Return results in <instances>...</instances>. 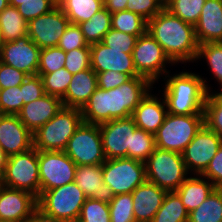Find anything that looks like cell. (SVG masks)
Segmentation results:
<instances>
[{
  "mask_svg": "<svg viewBox=\"0 0 222 222\" xmlns=\"http://www.w3.org/2000/svg\"><path fill=\"white\" fill-rule=\"evenodd\" d=\"M153 84L144 77H131L110 90L99 87L81 109L83 122L100 125L113 119L130 117Z\"/></svg>",
  "mask_w": 222,
  "mask_h": 222,
  "instance_id": "6da1fadb",
  "label": "cell"
},
{
  "mask_svg": "<svg viewBox=\"0 0 222 222\" xmlns=\"http://www.w3.org/2000/svg\"><path fill=\"white\" fill-rule=\"evenodd\" d=\"M147 31L160 44L173 65L195 61L199 44L194 25L163 8L148 21Z\"/></svg>",
  "mask_w": 222,
  "mask_h": 222,
  "instance_id": "7a4b0ae2",
  "label": "cell"
},
{
  "mask_svg": "<svg viewBox=\"0 0 222 222\" xmlns=\"http://www.w3.org/2000/svg\"><path fill=\"white\" fill-rule=\"evenodd\" d=\"M165 77L163 79L166 83L162 94L168 113L174 115L203 114L207 95L212 91L204 78L185 71L173 76L167 73Z\"/></svg>",
  "mask_w": 222,
  "mask_h": 222,
  "instance_id": "3957f363",
  "label": "cell"
},
{
  "mask_svg": "<svg viewBox=\"0 0 222 222\" xmlns=\"http://www.w3.org/2000/svg\"><path fill=\"white\" fill-rule=\"evenodd\" d=\"M83 122L81 110L62 107L45 125L33 133L37 151H64L68 140Z\"/></svg>",
  "mask_w": 222,
  "mask_h": 222,
  "instance_id": "277c9868",
  "label": "cell"
},
{
  "mask_svg": "<svg viewBox=\"0 0 222 222\" xmlns=\"http://www.w3.org/2000/svg\"><path fill=\"white\" fill-rule=\"evenodd\" d=\"M146 181L168 192L176 191L190 174L182 154L155 148L145 161Z\"/></svg>",
  "mask_w": 222,
  "mask_h": 222,
  "instance_id": "5b68a950",
  "label": "cell"
},
{
  "mask_svg": "<svg viewBox=\"0 0 222 222\" xmlns=\"http://www.w3.org/2000/svg\"><path fill=\"white\" fill-rule=\"evenodd\" d=\"M204 125V114L174 115L168 113L155 135L156 147L182 154Z\"/></svg>",
  "mask_w": 222,
  "mask_h": 222,
  "instance_id": "8992f818",
  "label": "cell"
},
{
  "mask_svg": "<svg viewBox=\"0 0 222 222\" xmlns=\"http://www.w3.org/2000/svg\"><path fill=\"white\" fill-rule=\"evenodd\" d=\"M87 199L75 182L44 191L37 198L38 209L44 214L74 222L78 220L81 208Z\"/></svg>",
  "mask_w": 222,
  "mask_h": 222,
  "instance_id": "52a82bcc",
  "label": "cell"
},
{
  "mask_svg": "<svg viewBox=\"0 0 222 222\" xmlns=\"http://www.w3.org/2000/svg\"><path fill=\"white\" fill-rule=\"evenodd\" d=\"M1 185L40 196L38 151L33 147L24 153L11 155L0 178Z\"/></svg>",
  "mask_w": 222,
  "mask_h": 222,
  "instance_id": "ba28073f",
  "label": "cell"
},
{
  "mask_svg": "<svg viewBox=\"0 0 222 222\" xmlns=\"http://www.w3.org/2000/svg\"><path fill=\"white\" fill-rule=\"evenodd\" d=\"M64 152L77 166L103 164L106 156L99 125L82 122L68 140Z\"/></svg>",
  "mask_w": 222,
  "mask_h": 222,
  "instance_id": "9c48e42d",
  "label": "cell"
},
{
  "mask_svg": "<svg viewBox=\"0 0 222 222\" xmlns=\"http://www.w3.org/2000/svg\"><path fill=\"white\" fill-rule=\"evenodd\" d=\"M103 181L114 195L131 193L146 181L145 162L127 157L106 159L103 163Z\"/></svg>",
  "mask_w": 222,
  "mask_h": 222,
  "instance_id": "30bf717a",
  "label": "cell"
},
{
  "mask_svg": "<svg viewBox=\"0 0 222 222\" xmlns=\"http://www.w3.org/2000/svg\"><path fill=\"white\" fill-rule=\"evenodd\" d=\"M132 57L138 75L146 78L152 84L161 75L169 73L166 64L172 65L173 63L148 31L137 38Z\"/></svg>",
  "mask_w": 222,
  "mask_h": 222,
  "instance_id": "8fae6325",
  "label": "cell"
},
{
  "mask_svg": "<svg viewBox=\"0 0 222 222\" xmlns=\"http://www.w3.org/2000/svg\"><path fill=\"white\" fill-rule=\"evenodd\" d=\"M40 194L75 181L77 165L64 151H38Z\"/></svg>",
  "mask_w": 222,
  "mask_h": 222,
  "instance_id": "7c38bea8",
  "label": "cell"
},
{
  "mask_svg": "<svg viewBox=\"0 0 222 222\" xmlns=\"http://www.w3.org/2000/svg\"><path fill=\"white\" fill-rule=\"evenodd\" d=\"M222 145V138L203 125L182 153L189 173L201 175Z\"/></svg>",
  "mask_w": 222,
  "mask_h": 222,
  "instance_id": "4fadbf2b",
  "label": "cell"
},
{
  "mask_svg": "<svg viewBox=\"0 0 222 222\" xmlns=\"http://www.w3.org/2000/svg\"><path fill=\"white\" fill-rule=\"evenodd\" d=\"M70 21L57 5L50 12L28 22V36L40 48L57 47Z\"/></svg>",
  "mask_w": 222,
  "mask_h": 222,
  "instance_id": "5bb4252c",
  "label": "cell"
},
{
  "mask_svg": "<svg viewBox=\"0 0 222 222\" xmlns=\"http://www.w3.org/2000/svg\"><path fill=\"white\" fill-rule=\"evenodd\" d=\"M99 127L106 159L127 157V149H131L132 135L137 128L133 118L113 119Z\"/></svg>",
  "mask_w": 222,
  "mask_h": 222,
  "instance_id": "9a60e30c",
  "label": "cell"
},
{
  "mask_svg": "<svg viewBox=\"0 0 222 222\" xmlns=\"http://www.w3.org/2000/svg\"><path fill=\"white\" fill-rule=\"evenodd\" d=\"M40 50L26 35L1 45V62L26 73L28 76L37 75Z\"/></svg>",
  "mask_w": 222,
  "mask_h": 222,
  "instance_id": "2e32d148",
  "label": "cell"
},
{
  "mask_svg": "<svg viewBox=\"0 0 222 222\" xmlns=\"http://www.w3.org/2000/svg\"><path fill=\"white\" fill-rule=\"evenodd\" d=\"M90 60L91 68L96 73L112 70L128 74L130 77L139 76L133 63L132 53L112 49L101 42L90 45Z\"/></svg>",
  "mask_w": 222,
  "mask_h": 222,
  "instance_id": "e0dca14e",
  "label": "cell"
},
{
  "mask_svg": "<svg viewBox=\"0 0 222 222\" xmlns=\"http://www.w3.org/2000/svg\"><path fill=\"white\" fill-rule=\"evenodd\" d=\"M38 208L30 192L0 186V220L28 221Z\"/></svg>",
  "mask_w": 222,
  "mask_h": 222,
  "instance_id": "ac0fdd59",
  "label": "cell"
},
{
  "mask_svg": "<svg viewBox=\"0 0 222 222\" xmlns=\"http://www.w3.org/2000/svg\"><path fill=\"white\" fill-rule=\"evenodd\" d=\"M0 147L8 157L33 148V134L17 115L0 114Z\"/></svg>",
  "mask_w": 222,
  "mask_h": 222,
  "instance_id": "d6986e66",
  "label": "cell"
},
{
  "mask_svg": "<svg viewBox=\"0 0 222 222\" xmlns=\"http://www.w3.org/2000/svg\"><path fill=\"white\" fill-rule=\"evenodd\" d=\"M62 107L60 97L44 94L41 98L23 105L17 116L33 134L53 118Z\"/></svg>",
  "mask_w": 222,
  "mask_h": 222,
  "instance_id": "ffe728a7",
  "label": "cell"
},
{
  "mask_svg": "<svg viewBox=\"0 0 222 222\" xmlns=\"http://www.w3.org/2000/svg\"><path fill=\"white\" fill-rule=\"evenodd\" d=\"M167 192L148 181L136 187L131 192L136 222H151L161 207Z\"/></svg>",
  "mask_w": 222,
  "mask_h": 222,
  "instance_id": "44dd1931",
  "label": "cell"
},
{
  "mask_svg": "<svg viewBox=\"0 0 222 222\" xmlns=\"http://www.w3.org/2000/svg\"><path fill=\"white\" fill-rule=\"evenodd\" d=\"M74 182L87 198L109 203L115 196L103 181V164L77 166Z\"/></svg>",
  "mask_w": 222,
  "mask_h": 222,
  "instance_id": "7402d4cb",
  "label": "cell"
},
{
  "mask_svg": "<svg viewBox=\"0 0 222 222\" xmlns=\"http://www.w3.org/2000/svg\"><path fill=\"white\" fill-rule=\"evenodd\" d=\"M194 29L199 45L222 42V0H206Z\"/></svg>",
  "mask_w": 222,
  "mask_h": 222,
  "instance_id": "603a6c76",
  "label": "cell"
},
{
  "mask_svg": "<svg viewBox=\"0 0 222 222\" xmlns=\"http://www.w3.org/2000/svg\"><path fill=\"white\" fill-rule=\"evenodd\" d=\"M149 91L132 112L137 128L155 134L168 114L164 98H157ZM162 100V102H161Z\"/></svg>",
  "mask_w": 222,
  "mask_h": 222,
  "instance_id": "cb8c5ba5",
  "label": "cell"
},
{
  "mask_svg": "<svg viewBox=\"0 0 222 222\" xmlns=\"http://www.w3.org/2000/svg\"><path fill=\"white\" fill-rule=\"evenodd\" d=\"M97 87V74L92 68L73 74L69 87L61 98L63 107L81 110Z\"/></svg>",
  "mask_w": 222,
  "mask_h": 222,
  "instance_id": "d4e9b609",
  "label": "cell"
},
{
  "mask_svg": "<svg viewBox=\"0 0 222 222\" xmlns=\"http://www.w3.org/2000/svg\"><path fill=\"white\" fill-rule=\"evenodd\" d=\"M216 187L201 175L189 176L175 191L190 213L195 210Z\"/></svg>",
  "mask_w": 222,
  "mask_h": 222,
  "instance_id": "484cf974",
  "label": "cell"
},
{
  "mask_svg": "<svg viewBox=\"0 0 222 222\" xmlns=\"http://www.w3.org/2000/svg\"><path fill=\"white\" fill-rule=\"evenodd\" d=\"M28 22L16 7L8 5L0 12V35L4 42L14 41L28 35Z\"/></svg>",
  "mask_w": 222,
  "mask_h": 222,
  "instance_id": "4316f807",
  "label": "cell"
},
{
  "mask_svg": "<svg viewBox=\"0 0 222 222\" xmlns=\"http://www.w3.org/2000/svg\"><path fill=\"white\" fill-rule=\"evenodd\" d=\"M57 5L73 24L90 20L104 7L103 0H57Z\"/></svg>",
  "mask_w": 222,
  "mask_h": 222,
  "instance_id": "83f0119b",
  "label": "cell"
},
{
  "mask_svg": "<svg viewBox=\"0 0 222 222\" xmlns=\"http://www.w3.org/2000/svg\"><path fill=\"white\" fill-rule=\"evenodd\" d=\"M188 222H222V188H215L188 216Z\"/></svg>",
  "mask_w": 222,
  "mask_h": 222,
  "instance_id": "f1b7e54d",
  "label": "cell"
},
{
  "mask_svg": "<svg viewBox=\"0 0 222 222\" xmlns=\"http://www.w3.org/2000/svg\"><path fill=\"white\" fill-rule=\"evenodd\" d=\"M189 212L175 191L167 192L151 222H188Z\"/></svg>",
  "mask_w": 222,
  "mask_h": 222,
  "instance_id": "f546056e",
  "label": "cell"
},
{
  "mask_svg": "<svg viewBox=\"0 0 222 222\" xmlns=\"http://www.w3.org/2000/svg\"><path fill=\"white\" fill-rule=\"evenodd\" d=\"M78 25L89 45L102 42L105 34L111 29V13L103 7L90 20Z\"/></svg>",
  "mask_w": 222,
  "mask_h": 222,
  "instance_id": "4dcf8cb0",
  "label": "cell"
},
{
  "mask_svg": "<svg viewBox=\"0 0 222 222\" xmlns=\"http://www.w3.org/2000/svg\"><path fill=\"white\" fill-rule=\"evenodd\" d=\"M148 21L131 11H119L111 14V28L137 37L147 32Z\"/></svg>",
  "mask_w": 222,
  "mask_h": 222,
  "instance_id": "1f68e13d",
  "label": "cell"
},
{
  "mask_svg": "<svg viewBox=\"0 0 222 222\" xmlns=\"http://www.w3.org/2000/svg\"><path fill=\"white\" fill-rule=\"evenodd\" d=\"M206 0H167L164 8L184 22L195 25Z\"/></svg>",
  "mask_w": 222,
  "mask_h": 222,
  "instance_id": "d6a6232c",
  "label": "cell"
},
{
  "mask_svg": "<svg viewBox=\"0 0 222 222\" xmlns=\"http://www.w3.org/2000/svg\"><path fill=\"white\" fill-rule=\"evenodd\" d=\"M214 92L208 93L204 104V125L222 138V91Z\"/></svg>",
  "mask_w": 222,
  "mask_h": 222,
  "instance_id": "836d02e7",
  "label": "cell"
},
{
  "mask_svg": "<svg viewBox=\"0 0 222 222\" xmlns=\"http://www.w3.org/2000/svg\"><path fill=\"white\" fill-rule=\"evenodd\" d=\"M155 148V135L136 128L132 135L131 149H127V158L145 162Z\"/></svg>",
  "mask_w": 222,
  "mask_h": 222,
  "instance_id": "e575fe53",
  "label": "cell"
},
{
  "mask_svg": "<svg viewBox=\"0 0 222 222\" xmlns=\"http://www.w3.org/2000/svg\"><path fill=\"white\" fill-rule=\"evenodd\" d=\"M202 58L206 59L210 71L222 88V42L199 45L195 61Z\"/></svg>",
  "mask_w": 222,
  "mask_h": 222,
  "instance_id": "d590c367",
  "label": "cell"
},
{
  "mask_svg": "<svg viewBox=\"0 0 222 222\" xmlns=\"http://www.w3.org/2000/svg\"><path fill=\"white\" fill-rule=\"evenodd\" d=\"M41 76L45 94L62 98L71 82L72 74L62 67L53 73L37 74Z\"/></svg>",
  "mask_w": 222,
  "mask_h": 222,
  "instance_id": "8d00e7d4",
  "label": "cell"
},
{
  "mask_svg": "<svg viewBox=\"0 0 222 222\" xmlns=\"http://www.w3.org/2000/svg\"><path fill=\"white\" fill-rule=\"evenodd\" d=\"M108 205L110 222H136L131 193L115 195Z\"/></svg>",
  "mask_w": 222,
  "mask_h": 222,
  "instance_id": "74e56055",
  "label": "cell"
},
{
  "mask_svg": "<svg viewBox=\"0 0 222 222\" xmlns=\"http://www.w3.org/2000/svg\"><path fill=\"white\" fill-rule=\"evenodd\" d=\"M9 5L16 7L23 18L29 22L38 16L50 12L57 6V0L9 1Z\"/></svg>",
  "mask_w": 222,
  "mask_h": 222,
  "instance_id": "f35d334b",
  "label": "cell"
},
{
  "mask_svg": "<svg viewBox=\"0 0 222 222\" xmlns=\"http://www.w3.org/2000/svg\"><path fill=\"white\" fill-rule=\"evenodd\" d=\"M78 220L80 222H110L108 203L87 198L81 208Z\"/></svg>",
  "mask_w": 222,
  "mask_h": 222,
  "instance_id": "ab89813d",
  "label": "cell"
},
{
  "mask_svg": "<svg viewBox=\"0 0 222 222\" xmlns=\"http://www.w3.org/2000/svg\"><path fill=\"white\" fill-rule=\"evenodd\" d=\"M66 52L58 47L40 50L39 67L37 74L53 73L64 67Z\"/></svg>",
  "mask_w": 222,
  "mask_h": 222,
  "instance_id": "60d3db41",
  "label": "cell"
},
{
  "mask_svg": "<svg viewBox=\"0 0 222 222\" xmlns=\"http://www.w3.org/2000/svg\"><path fill=\"white\" fill-rule=\"evenodd\" d=\"M137 38L135 35L111 28L105 34L101 43L112 49L123 50L124 53H133Z\"/></svg>",
  "mask_w": 222,
  "mask_h": 222,
  "instance_id": "b9f144b4",
  "label": "cell"
},
{
  "mask_svg": "<svg viewBox=\"0 0 222 222\" xmlns=\"http://www.w3.org/2000/svg\"><path fill=\"white\" fill-rule=\"evenodd\" d=\"M23 105L20 86L1 89L0 114L17 115L21 111Z\"/></svg>",
  "mask_w": 222,
  "mask_h": 222,
  "instance_id": "7bdbcfd3",
  "label": "cell"
},
{
  "mask_svg": "<svg viewBox=\"0 0 222 222\" xmlns=\"http://www.w3.org/2000/svg\"><path fill=\"white\" fill-rule=\"evenodd\" d=\"M57 47L65 52H69L79 48H90V45L86 42L80 26L78 24L69 23Z\"/></svg>",
  "mask_w": 222,
  "mask_h": 222,
  "instance_id": "ee69618b",
  "label": "cell"
},
{
  "mask_svg": "<svg viewBox=\"0 0 222 222\" xmlns=\"http://www.w3.org/2000/svg\"><path fill=\"white\" fill-rule=\"evenodd\" d=\"M64 67L72 75L91 68L90 48H79L66 52Z\"/></svg>",
  "mask_w": 222,
  "mask_h": 222,
  "instance_id": "f6af8a7d",
  "label": "cell"
},
{
  "mask_svg": "<svg viewBox=\"0 0 222 222\" xmlns=\"http://www.w3.org/2000/svg\"><path fill=\"white\" fill-rule=\"evenodd\" d=\"M164 8L162 0H127L126 10L134 12L145 20H151Z\"/></svg>",
  "mask_w": 222,
  "mask_h": 222,
  "instance_id": "bcb514c9",
  "label": "cell"
},
{
  "mask_svg": "<svg viewBox=\"0 0 222 222\" xmlns=\"http://www.w3.org/2000/svg\"><path fill=\"white\" fill-rule=\"evenodd\" d=\"M20 90H22L24 105L41 98L45 94L40 75L28 76L20 85Z\"/></svg>",
  "mask_w": 222,
  "mask_h": 222,
  "instance_id": "7dc6e473",
  "label": "cell"
},
{
  "mask_svg": "<svg viewBox=\"0 0 222 222\" xmlns=\"http://www.w3.org/2000/svg\"><path fill=\"white\" fill-rule=\"evenodd\" d=\"M28 75L10 65L0 62V86L1 89L20 86Z\"/></svg>",
  "mask_w": 222,
  "mask_h": 222,
  "instance_id": "c3c4849f",
  "label": "cell"
},
{
  "mask_svg": "<svg viewBox=\"0 0 222 222\" xmlns=\"http://www.w3.org/2000/svg\"><path fill=\"white\" fill-rule=\"evenodd\" d=\"M201 176L209 179L216 188H222V145Z\"/></svg>",
  "mask_w": 222,
  "mask_h": 222,
  "instance_id": "681fc988",
  "label": "cell"
},
{
  "mask_svg": "<svg viewBox=\"0 0 222 222\" xmlns=\"http://www.w3.org/2000/svg\"><path fill=\"white\" fill-rule=\"evenodd\" d=\"M96 74L98 87L103 90H110L121 86L131 78L128 74H123L112 70L99 72Z\"/></svg>",
  "mask_w": 222,
  "mask_h": 222,
  "instance_id": "f907efd6",
  "label": "cell"
},
{
  "mask_svg": "<svg viewBox=\"0 0 222 222\" xmlns=\"http://www.w3.org/2000/svg\"><path fill=\"white\" fill-rule=\"evenodd\" d=\"M104 7L111 13L126 10L127 0H103Z\"/></svg>",
  "mask_w": 222,
  "mask_h": 222,
  "instance_id": "816d5d0a",
  "label": "cell"
},
{
  "mask_svg": "<svg viewBox=\"0 0 222 222\" xmlns=\"http://www.w3.org/2000/svg\"><path fill=\"white\" fill-rule=\"evenodd\" d=\"M28 222H66L44 214L40 209H36Z\"/></svg>",
  "mask_w": 222,
  "mask_h": 222,
  "instance_id": "f5cc1de1",
  "label": "cell"
},
{
  "mask_svg": "<svg viewBox=\"0 0 222 222\" xmlns=\"http://www.w3.org/2000/svg\"><path fill=\"white\" fill-rule=\"evenodd\" d=\"M8 156L3 152V149L0 147V178L1 174L3 173L6 163H7Z\"/></svg>",
  "mask_w": 222,
  "mask_h": 222,
  "instance_id": "db71d44e",
  "label": "cell"
},
{
  "mask_svg": "<svg viewBox=\"0 0 222 222\" xmlns=\"http://www.w3.org/2000/svg\"><path fill=\"white\" fill-rule=\"evenodd\" d=\"M9 5V0H0V12Z\"/></svg>",
  "mask_w": 222,
  "mask_h": 222,
  "instance_id": "11a10c76",
  "label": "cell"
},
{
  "mask_svg": "<svg viewBox=\"0 0 222 222\" xmlns=\"http://www.w3.org/2000/svg\"><path fill=\"white\" fill-rule=\"evenodd\" d=\"M0 222H28V221H8V220H0Z\"/></svg>",
  "mask_w": 222,
  "mask_h": 222,
  "instance_id": "9f6ffc18",
  "label": "cell"
},
{
  "mask_svg": "<svg viewBox=\"0 0 222 222\" xmlns=\"http://www.w3.org/2000/svg\"><path fill=\"white\" fill-rule=\"evenodd\" d=\"M3 44V41L1 39V35H0V48H1V45Z\"/></svg>",
  "mask_w": 222,
  "mask_h": 222,
  "instance_id": "6f0895ef",
  "label": "cell"
},
{
  "mask_svg": "<svg viewBox=\"0 0 222 222\" xmlns=\"http://www.w3.org/2000/svg\"><path fill=\"white\" fill-rule=\"evenodd\" d=\"M9 1H27V0H9Z\"/></svg>",
  "mask_w": 222,
  "mask_h": 222,
  "instance_id": "680465c9",
  "label": "cell"
}]
</instances>
